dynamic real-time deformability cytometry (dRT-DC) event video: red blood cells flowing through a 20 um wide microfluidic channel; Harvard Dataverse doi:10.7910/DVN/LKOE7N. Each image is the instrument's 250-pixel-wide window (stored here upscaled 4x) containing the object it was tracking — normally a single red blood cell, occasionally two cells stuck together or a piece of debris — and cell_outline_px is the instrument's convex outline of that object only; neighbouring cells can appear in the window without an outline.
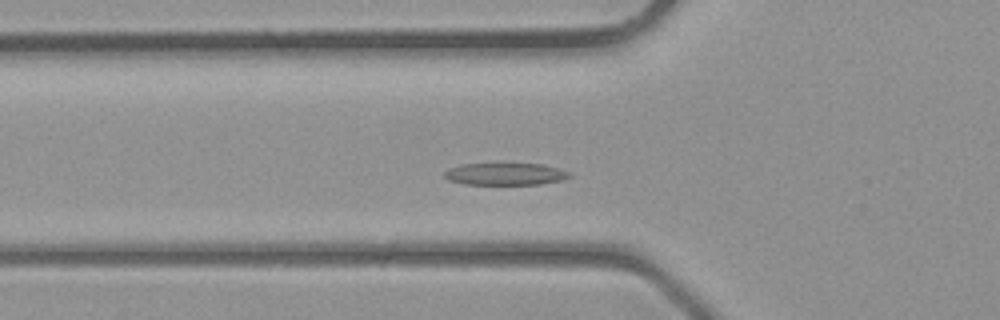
{"species": "common noctule bat (a hibernating species)", "species_latin": "Nyctalus noctula", "temperature_condition": "room temperature", "stored_images_in_passage": 35, "camera_frame_rate_fps": 3000, "um_per_image_px": 0.085, "animal": {"sex": "male", "body_mass_g": 23.1, "forearm_length_mm": 52.7}, "frame": {"image": 1, "passage_image": 9, "time_ms": 2.667, "image_size_px": [1000, 320], "cell_outline_px": [[572, 176], [560, 180], [540, 184], [464, 184], [448, 180], [444, 176], [444, 172], [448, 168], [460, 164], [540, 164], [572, 172]], "centroid_in_image_um": [42.92, 14.79], "position_along_channel_um": 82.9, "area_um2": 16.01}}
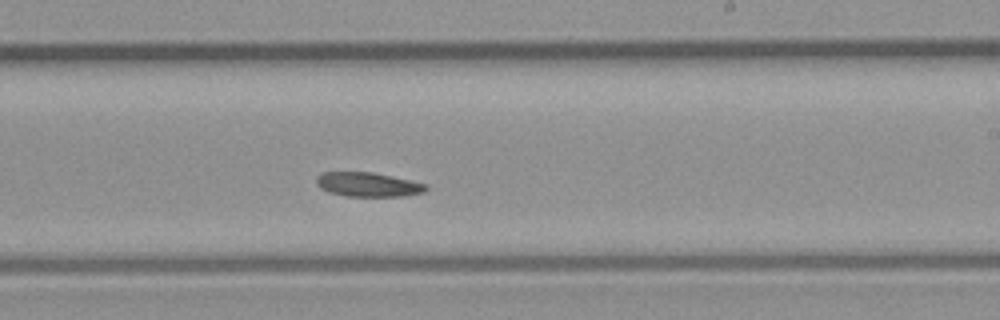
{"frame": {"image": 2, "passage_image": 19, "time_ms": 6.0, "image_size_px": [1000, 320], "cell_outline_px": [[428, 188], [424, 192], [400, 196], [344, 196], [328, 192], [320, 188], [316, 184], [316, 176], [320, 172], [372, 172], [428, 184]], "centroid_in_image_um": [31.23, 15.68], "position_along_channel_um": 257.8, "area_um2": 15.55}}
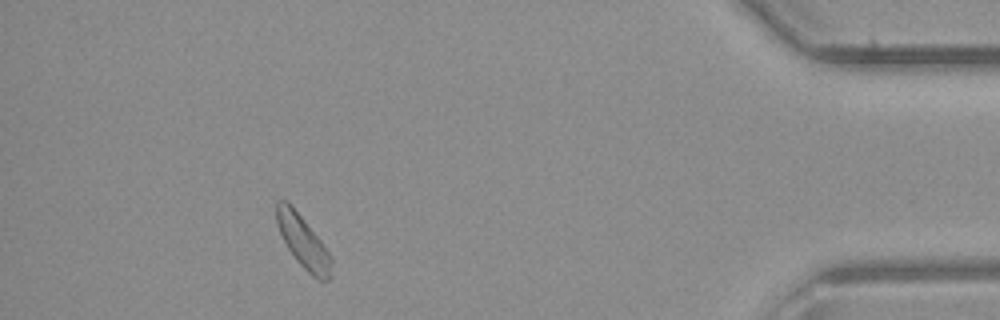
{"frame": {"image": 3, "passage_image": 31, "time_ms": 10.0, "image_size_px": [1000, 320], "cell_outline_px": [[332, 276], [328, 280], [320, 280], [312, 276], [296, 260], [288, 248], [280, 232], [276, 220], [276, 200], [288, 200], [324, 244], [332, 260]], "centroid_in_image_um": [25.77, 20.54], "position_along_channel_um": 409.4, "area_um2": 16.7}}